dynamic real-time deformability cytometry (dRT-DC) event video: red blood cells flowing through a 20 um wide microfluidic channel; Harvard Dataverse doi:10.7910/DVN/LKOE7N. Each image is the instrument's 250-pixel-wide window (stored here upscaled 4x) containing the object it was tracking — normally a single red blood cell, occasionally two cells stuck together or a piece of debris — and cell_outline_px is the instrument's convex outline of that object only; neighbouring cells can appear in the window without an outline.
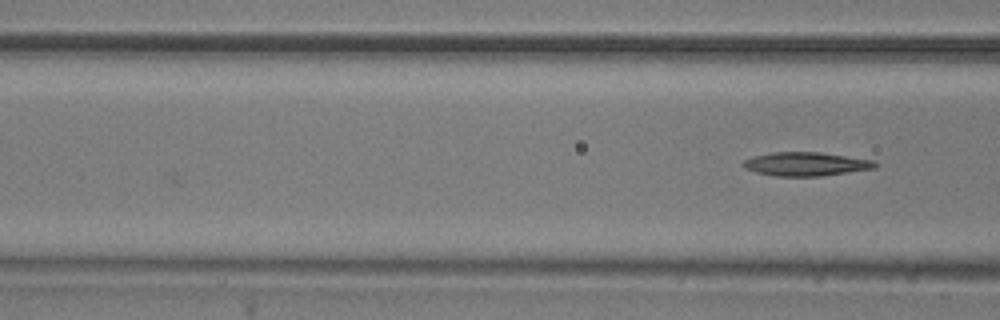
{"species": "common noctule bat (a hibernating species)", "species_latin": "Nyctalus noctula", "temperature_condition": "room temperature", "stored_images_in_passage": 6, "camera_frame_rate_fps": 3000, "um_per_image_px": 0.085, "animal": {"sex": "male", "body_mass_g": 20.5, "forearm_length_mm": 52.5}, "frame": {"image": 1, "passage_image": 6, "time_ms": 1.667, "image_size_px": [1000, 320], "cell_outline_px": [[880, 164], [876, 168], [820, 176], [776, 176], [756, 172], [748, 168], [744, 164], [744, 160], [752, 156], [772, 152], [820, 152], [876, 160]], "centroid_in_image_um": [68.59, 13.93], "position_along_channel_um": 98.0, "area_um2": 18.21}}